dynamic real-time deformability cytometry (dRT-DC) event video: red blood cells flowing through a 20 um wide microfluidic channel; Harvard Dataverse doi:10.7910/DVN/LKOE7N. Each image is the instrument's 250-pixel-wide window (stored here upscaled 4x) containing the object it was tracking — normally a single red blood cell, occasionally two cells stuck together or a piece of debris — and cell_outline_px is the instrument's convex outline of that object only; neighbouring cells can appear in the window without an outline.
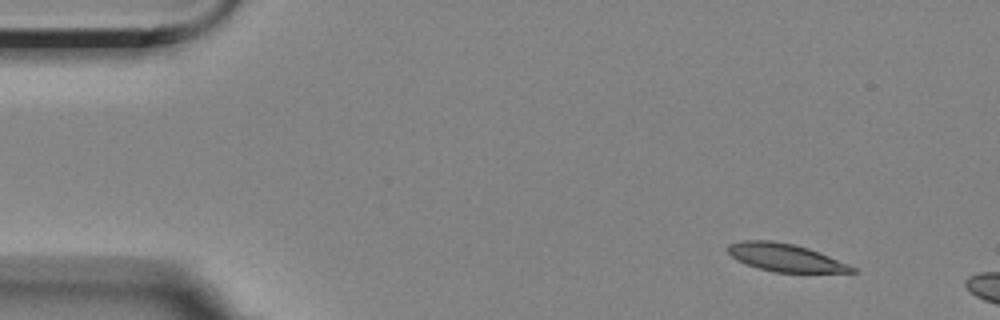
{"species": "Egyptian fruit bat (a non-hibernating species)", "species_latin": "Rousettus aegyptiacus", "temperature_condition": "room temperature", "stored_images_in_passage": 10, "segment_of_instrument_passage": [2, 2], "camera_frame_rate_fps": 3000, "um_per_image_px": 0.085, "animal": {"sex": "female"}, "frame": {"image": 1, "passage_image": 10, "time_ms": 3.0, "image_size_px": [1000, 320], "cell_outline_px": [[856, 272], [776, 272], [756, 268], [744, 264], [736, 260], [728, 252], [728, 244], [740, 240], [772, 240], [792, 244], [808, 248], [848, 264], [856, 268]], "centroid_in_image_um": [66.69, 21.89], "position_along_channel_um": 18.3, "area_um2": 20.0}}